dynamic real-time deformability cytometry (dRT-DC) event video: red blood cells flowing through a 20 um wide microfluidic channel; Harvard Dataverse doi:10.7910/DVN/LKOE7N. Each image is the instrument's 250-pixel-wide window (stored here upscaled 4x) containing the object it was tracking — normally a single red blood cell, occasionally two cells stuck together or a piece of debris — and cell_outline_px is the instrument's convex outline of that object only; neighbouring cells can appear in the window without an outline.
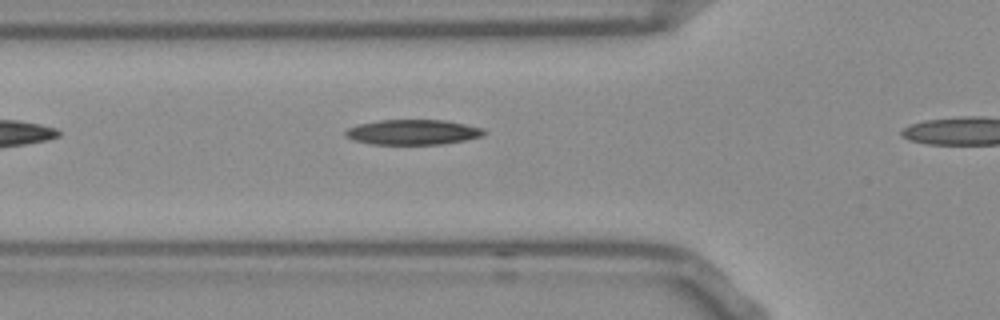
{"species": "Egyptian fruit bat (a non-hibernating species)", "species_latin": "Rousettus aegyptiacus", "temperature_condition": "room temperature", "stored_images_in_passage": 7, "camera_frame_rate_fps": 3000, "um_per_image_px": 0.085, "frame": {"image": 1, "passage_image": 6, "time_ms": 1.667, "image_size_px": [1000, 320], "cell_outline_px": [[488, 132], [484, 136], [464, 140], [440, 144], [372, 144], [352, 140], [344, 136], [344, 132], [348, 128], [356, 124], [380, 120], [444, 120], [484, 128]], "centroid_in_image_um": [35.08, 11.23], "position_along_channel_um": 90.7, "area_um2": 20.4}}